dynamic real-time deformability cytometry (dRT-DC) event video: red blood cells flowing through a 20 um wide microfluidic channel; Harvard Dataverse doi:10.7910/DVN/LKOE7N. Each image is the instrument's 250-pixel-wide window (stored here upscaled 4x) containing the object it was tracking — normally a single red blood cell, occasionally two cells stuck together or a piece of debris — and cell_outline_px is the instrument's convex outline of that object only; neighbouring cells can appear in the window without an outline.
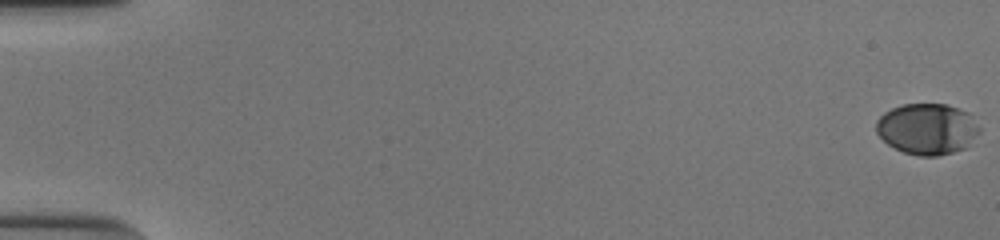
{"species": "human", "species_latin": "Homo sapiens", "temperature_condition": "cold", "stored_images_in_passage": 55, "camera_frame_rate_fps": 3000, "um_per_image_px": 0.085, "donor": {"sex": "male"}, "frame": {"image": 1, "passage_image": 1, "time_ms": 0.0, "image_size_px": [1000, 240], "cell_outline_px": [[980, 132], [964, 148], [952, 152], [936, 156], [920, 156], [904, 152], [888, 144], [876, 132], [876, 120], [884, 112], [900, 104], [948, 104], [968, 112], [980, 128]], "centroid_in_image_um": [78.8, 10.94], "position_along_channel_um": 6.2, "area_um2": 30.63}}
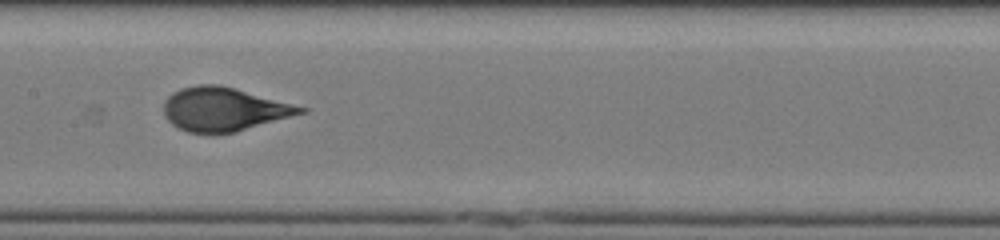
{"frame": {"image": 2, "passage_image": 30, "time_ms": 9.667, "image_size_px": [1000, 240], "cell_outline_px": [[308, 112], [236, 132], [188, 132], [172, 124], [164, 116], [164, 100], [172, 92], [180, 88], [196, 84], [220, 84], [308, 108]], "centroid_in_image_um": [19.03, 9.26], "position_along_channel_um": 188.4, "area_um2": 34.68}}
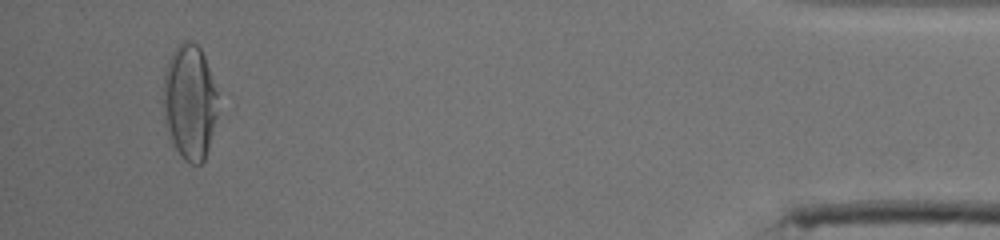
{"frame": {"image": 3, "passage_image": 53, "time_ms": 17.333, "image_size_px": [1000, 240], "cell_outline_px": [[216, 116], [208, 148], [204, 160], [200, 164], [188, 164], [184, 160], [168, 140], [164, 124], [164, 72], [168, 60], [172, 52], [184, 40], [192, 40], [200, 48], [204, 56], [216, 92]], "centroid_in_image_um": [16.07, 8.71], "position_along_channel_um": 419.1, "area_um2": 36.53}, "authors_computed_cell_mechanics": {"area_um2": 34.102, "velocity_mm_per_s": 3.8553, "shape_relaxation_time_tau1_ms": 4.5503, "shape_relaxation_time_tau2_ms": null, "deformation_change_tau1": 0.1946, "deformation_change_tau2": null}}